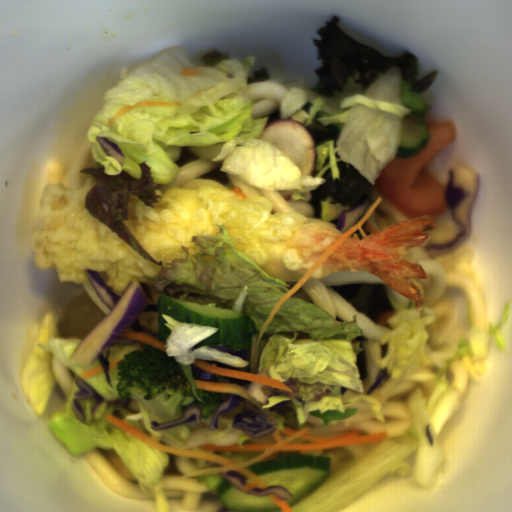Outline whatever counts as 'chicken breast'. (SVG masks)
<instances>
[{
    "mask_svg": "<svg viewBox=\"0 0 512 512\" xmlns=\"http://www.w3.org/2000/svg\"><path fill=\"white\" fill-rule=\"evenodd\" d=\"M260 140L276 146L300 170L302 176H315L316 141L310 130L299 121L276 118L269 121Z\"/></svg>",
    "mask_w": 512,
    "mask_h": 512,
    "instance_id": "obj_1",
    "label": "chicken breast"
}]
</instances>
